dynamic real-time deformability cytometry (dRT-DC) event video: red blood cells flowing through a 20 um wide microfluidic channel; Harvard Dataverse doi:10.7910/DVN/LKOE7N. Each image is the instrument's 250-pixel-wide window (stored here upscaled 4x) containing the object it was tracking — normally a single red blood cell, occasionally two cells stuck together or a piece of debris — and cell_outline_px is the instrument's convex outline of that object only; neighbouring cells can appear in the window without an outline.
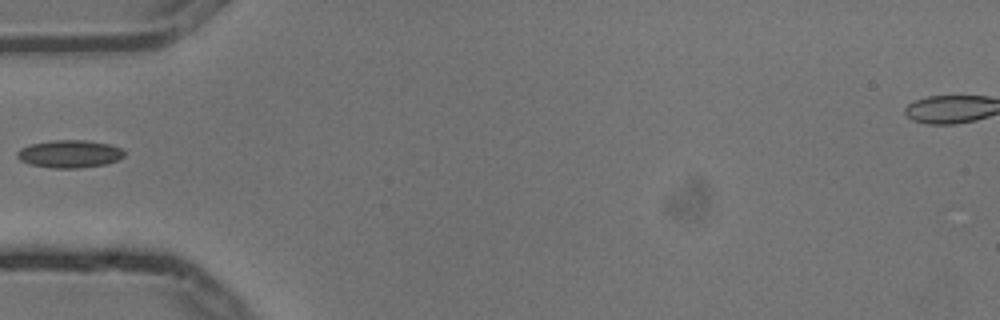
{"species": "common noctule bat (a hibernating species)", "species_latin": "Nyctalus noctula", "temperature_condition": "cold", "stored_images_in_passage": 6, "camera_frame_rate_fps": 3000, "um_per_image_px": 0.085, "animal": {"sex": "male", "body_mass_g": 13.3}, "frame": {"image": 1, "passage_image": 6, "time_ms": 1.667, "image_size_px": [1000, 320], "cell_outline_px": [[124, 156], [116, 160], [104, 164], [76, 168], [52, 168], [28, 164], [20, 160], [16, 156], [16, 152], [20, 148], [28, 144], [52, 140], [84, 140], [108, 144], [120, 148], [124, 152]], "centroid_in_image_um": [5.84, 13.07], "position_along_channel_um": 79.2, "area_um2": 17.22}}